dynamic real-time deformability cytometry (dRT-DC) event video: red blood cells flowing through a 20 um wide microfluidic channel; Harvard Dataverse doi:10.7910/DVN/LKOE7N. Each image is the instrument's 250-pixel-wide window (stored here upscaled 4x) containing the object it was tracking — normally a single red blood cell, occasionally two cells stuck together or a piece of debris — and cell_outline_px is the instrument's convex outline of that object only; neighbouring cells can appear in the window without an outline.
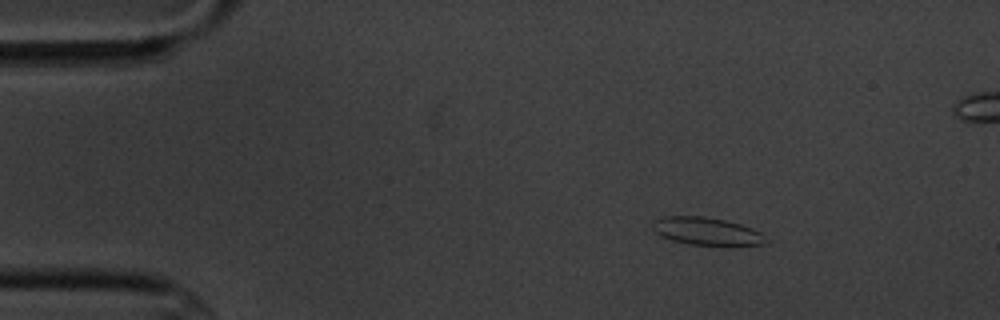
{"species": "common noctule bat (a hibernating species)", "species_latin": "Nyctalus noctula", "temperature_condition": "cold", "stored_images_in_passage": 5, "camera_frame_rate_fps": 3000, "um_per_image_px": 0.085, "animal": {"sex": "male", "body_mass_g": 20.1, "forearm_length_mm": 53.5}, "frame": {"image": 1, "passage_image": 1, "time_ms": 0.0, "image_size_px": [1000, 320], "cell_outline_px": [[764, 244], [732, 248], [688, 244], [672, 240], [660, 236], [652, 228], [652, 220], [664, 216], [704, 216], [724, 220], [740, 224], [752, 228], [760, 232]], "centroid_in_image_um": [60.04, 19.69], "position_along_channel_um": 25.0, "area_um2": 18.84}}